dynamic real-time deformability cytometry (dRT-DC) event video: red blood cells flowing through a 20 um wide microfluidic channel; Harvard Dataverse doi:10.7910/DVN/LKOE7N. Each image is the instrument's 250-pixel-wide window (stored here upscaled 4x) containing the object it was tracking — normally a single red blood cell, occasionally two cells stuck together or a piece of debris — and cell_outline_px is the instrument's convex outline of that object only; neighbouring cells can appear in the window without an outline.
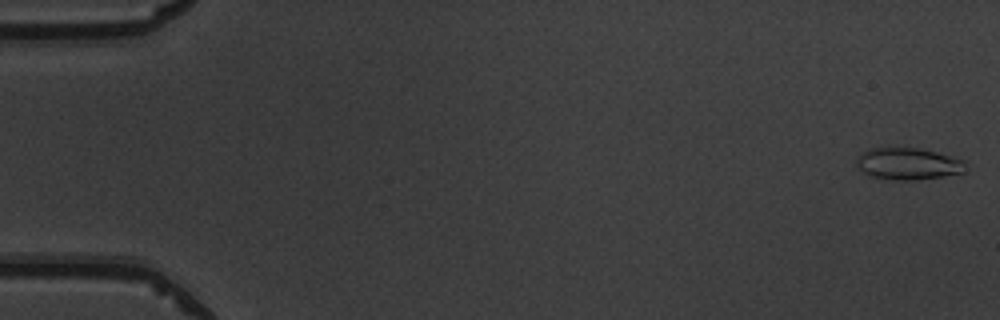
{"species": "common noctule bat (a hibernating species)", "species_latin": "Nyctalus noctula", "temperature_condition": "warm", "stored_images_in_passage": 10, "camera_frame_rate_fps": 3000, "um_per_image_px": 0.085, "animal": {"sex": "male", "body_mass_g": 19.5, "forearm_length_mm": 54.6}, "frame": {"image": 1, "passage_image": 1, "time_ms": 0.0, "image_size_px": [1000, 320], "cell_outline_px": [[968, 160], [964, 172], [940, 176], [908, 180], [900, 180], [872, 176], [864, 172], [856, 164], [856, 160], [860, 152], [872, 148], [916, 148], [936, 152]], "centroid_in_image_um": [77.21, 13.9], "position_along_channel_um": 7.8, "area_um2": 20.0}}